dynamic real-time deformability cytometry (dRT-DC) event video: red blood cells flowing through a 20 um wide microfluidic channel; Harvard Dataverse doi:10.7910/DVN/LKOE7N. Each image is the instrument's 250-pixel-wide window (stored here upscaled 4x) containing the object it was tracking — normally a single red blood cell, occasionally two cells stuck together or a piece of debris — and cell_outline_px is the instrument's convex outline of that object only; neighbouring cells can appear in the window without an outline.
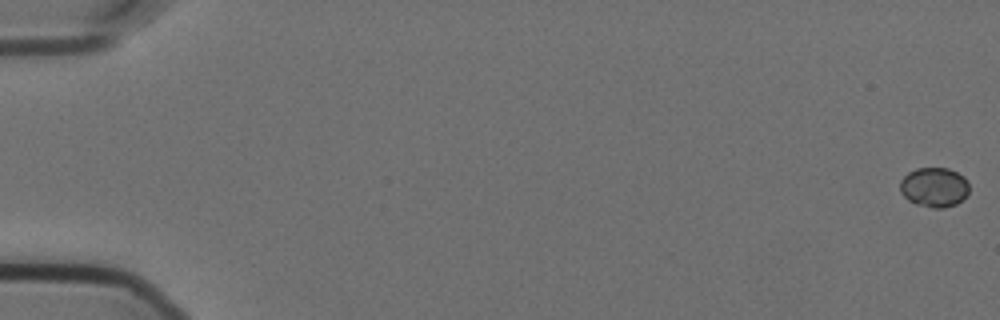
{"species": "Egyptian fruit bat (a non-hibernating species)", "species_latin": "Rousettus aegyptiacus", "temperature_condition": "cold", "stored_images_in_passage": 10, "camera_frame_rate_fps": 3000, "um_per_image_px": 0.085, "animal": {"sex": "female"}, "frame": {"image": 1, "passage_image": 1, "time_ms": 0.0, "image_size_px": [1000, 320], "cell_outline_px": [[968, 192], [956, 204], [944, 208], [932, 208], [916, 204], [908, 200], [900, 192], [900, 180], [908, 172], [916, 168], [948, 168], [964, 176], [968, 184]], "centroid_in_image_um": [79.38, 15.91], "position_along_channel_um": 5.6, "area_um2": 15.95}}